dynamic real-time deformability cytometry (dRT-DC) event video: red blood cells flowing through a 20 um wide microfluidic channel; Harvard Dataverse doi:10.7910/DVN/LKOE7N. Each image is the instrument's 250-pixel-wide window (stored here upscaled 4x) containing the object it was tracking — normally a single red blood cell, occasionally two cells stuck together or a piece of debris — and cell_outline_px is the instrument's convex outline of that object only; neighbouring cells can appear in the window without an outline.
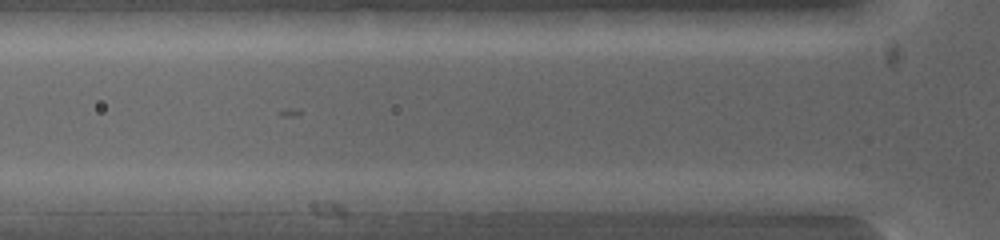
{"species": "common noctule bat (a hibernating species)", "species_latin": "Nyctalus noctula", "temperature_condition": "warm", "stored_images_in_passage": 2, "camera_frame_rate_fps": 5000, "um_per_image_px": 0.085, "animal": {"sex": "female", "body_mass_g": 19.0, "forearm_length_mm": 53.3}, "frame": {"image": 1, "passage_image": 2, "time_ms": 0.2, "image_size_px": [1000, 240], "cell_outline_px": [[604, 200], [592, 212], [496, 212], [496, 200], [536, 192], [580, 192]], "centroid_in_image_um": [46.68, 17.24], "position_along_channel_um": 79.1, "area_um2": 13.24}}